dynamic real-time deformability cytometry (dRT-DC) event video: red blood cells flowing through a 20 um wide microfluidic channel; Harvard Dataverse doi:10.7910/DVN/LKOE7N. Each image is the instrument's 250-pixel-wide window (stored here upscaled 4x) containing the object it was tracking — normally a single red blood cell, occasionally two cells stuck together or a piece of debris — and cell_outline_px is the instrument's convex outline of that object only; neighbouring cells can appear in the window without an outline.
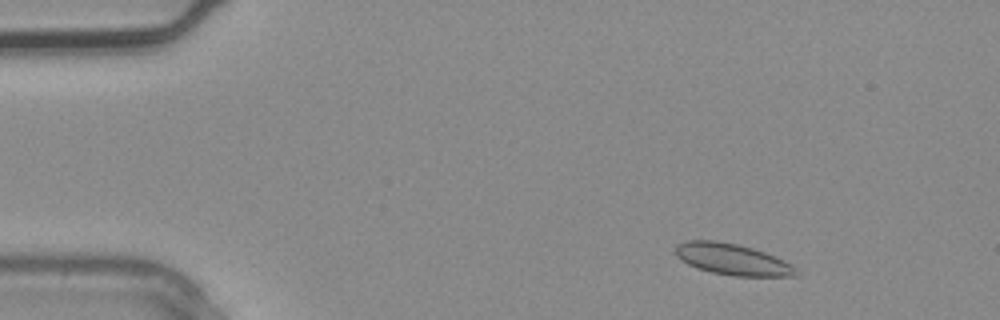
{"species": "common noctule bat (a hibernating species)", "species_latin": "Nyctalus noctula", "temperature_condition": "warm", "stored_images_in_passage": 2, "camera_frame_rate_fps": 3000, "um_per_image_px": 0.085, "animal": {"sex": "male", "body_mass_g": 20.4}, "frame": {"image": 1, "passage_image": 1, "time_ms": 0.0, "image_size_px": [1000, 320], "cell_outline_px": [[796, 276], [732, 276], [712, 272], [696, 268], [688, 264], [676, 256], [676, 244], [684, 240], [716, 240], [736, 244], [752, 248], [764, 252], [784, 260], [792, 264], [796, 268]], "centroid_in_image_um": [62.22, 22.04], "position_along_channel_um": 22.8, "area_um2": 21.96}}